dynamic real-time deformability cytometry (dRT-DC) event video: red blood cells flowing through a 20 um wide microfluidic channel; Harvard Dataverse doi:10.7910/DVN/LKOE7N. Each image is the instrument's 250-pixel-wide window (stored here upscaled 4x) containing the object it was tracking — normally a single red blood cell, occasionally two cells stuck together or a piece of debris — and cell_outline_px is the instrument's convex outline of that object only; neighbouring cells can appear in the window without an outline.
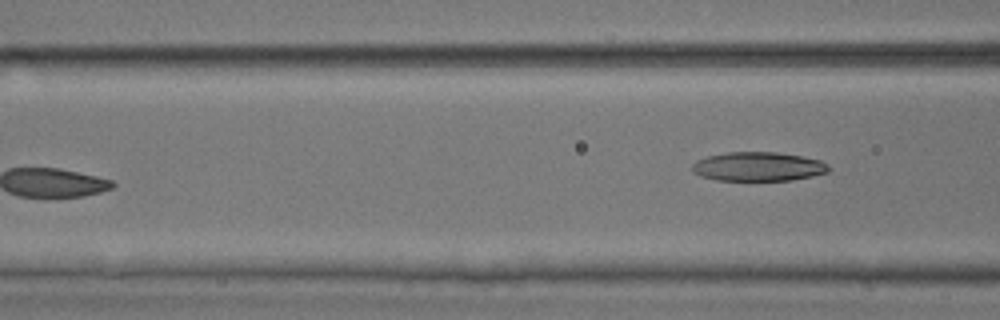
{"species": "common noctule bat (a hibernating species)", "species_latin": "Nyctalus noctula", "temperature_condition": "room temperature", "stored_images_in_passage": 7, "camera_frame_rate_fps": 3000, "um_per_image_px": 0.085, "animal": {"sex": "male", "body_mass_g": 17.9, "forearm_length_mm": 54.2}, "frame": {"image": 1, "passage_image": 7, "time_ms": 2.0, "image_size_px": [1000, 320], "cell_outline_px": [[832, 168], [828, 172], [812, 176], [792, 180], [716, 180], [700, 176], [692, 172], [692, 164], [696, 160], [708, 156], [728, 152], [776, 152], [804, 156], [820, 160], [828, 164]], "centroid_in_image_um": [64.46, 14.15], "position_along_channel_um": 102.1, "area_um2": 23.29}}